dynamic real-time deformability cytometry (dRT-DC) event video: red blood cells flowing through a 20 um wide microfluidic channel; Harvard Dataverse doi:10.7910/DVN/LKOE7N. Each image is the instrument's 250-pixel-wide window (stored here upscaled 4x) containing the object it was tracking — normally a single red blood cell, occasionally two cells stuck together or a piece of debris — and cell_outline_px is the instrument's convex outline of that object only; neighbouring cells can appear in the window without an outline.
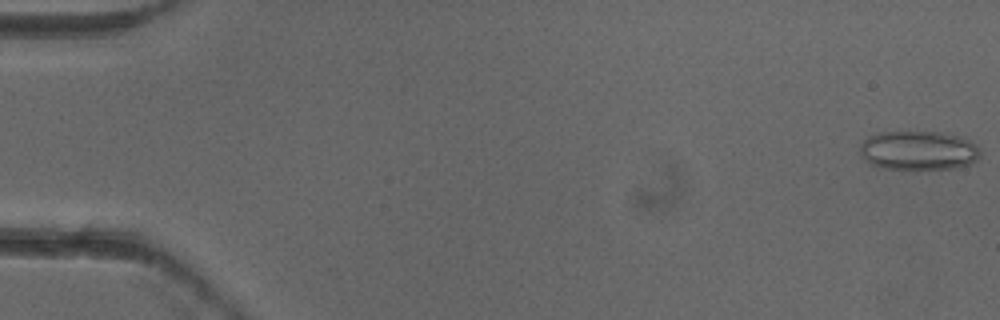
{"species": "common noctule bat (a hibernating species)", "species_latin": "Nyctalus noctula", "temperature_condition": "cold", "stored_images_in_passage": 5, "camera_frame_rate_fps": 3000, "um_per_image_px": 0.085, "animal": {"sex": "female"}, "frame": {"image": 1, "passage_image": 1, "time_ms": 0.0, "image_size_px": [1000, 320], "cell_outline_px": [[980, 156], [972, 164], [952, 168], [916, 172], [884, 168], [872, 164], [864, 160], [860, 152], [860, 144], [868, 136], [880, 132], [940, 132], [956, 136], [968, 140], [976, 144], [980, 148]], "centroid_in_image_um": [78.07, 12.84], "position_along_channel_um": 6.9, "area_um2": 28.21}}